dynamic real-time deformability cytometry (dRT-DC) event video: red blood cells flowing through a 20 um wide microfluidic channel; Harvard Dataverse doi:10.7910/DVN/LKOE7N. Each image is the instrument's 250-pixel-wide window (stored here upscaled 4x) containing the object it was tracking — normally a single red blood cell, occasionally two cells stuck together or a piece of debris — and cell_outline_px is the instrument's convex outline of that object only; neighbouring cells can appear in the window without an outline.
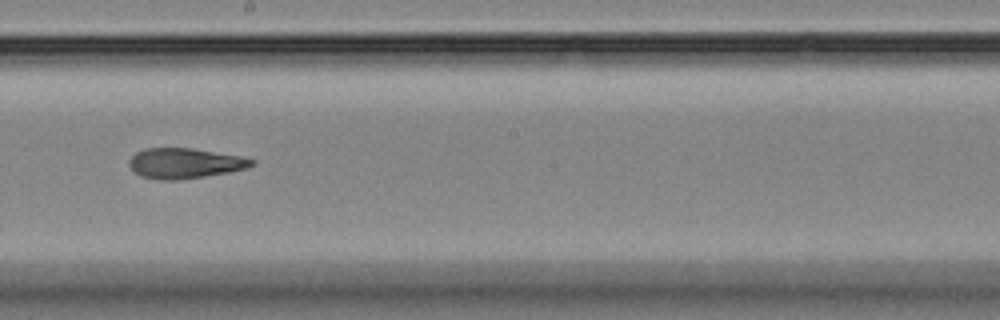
{"species": "Egyptian fruit bat (a non-hibernating species)", "species_latin": "Rousettus aegyptiacus", "temperature_condition": "room temperature", "stored_images_in_passage": 9, "camera_frame_rate_fps": 3000, "um_per_image_px": 0.085, "animal": {"sex": "female"}, "frame": {"image": 1, "passage_image": 9, "time_ms": 9.0, "image_size_px": [1000, 320], "cell_outline_px": [[256, 164], [248, 168], [228, 172], [180, 180], [156, 180], [140, 176], [128, 164], [128, 160], [136, 152], [144, 148], [192, 148], [240, 156], [256, 160]], "centroid_in_image_um": [15.7, 13.88], "position_along_channel_um": 232.5, "area_um2": 21.73}}